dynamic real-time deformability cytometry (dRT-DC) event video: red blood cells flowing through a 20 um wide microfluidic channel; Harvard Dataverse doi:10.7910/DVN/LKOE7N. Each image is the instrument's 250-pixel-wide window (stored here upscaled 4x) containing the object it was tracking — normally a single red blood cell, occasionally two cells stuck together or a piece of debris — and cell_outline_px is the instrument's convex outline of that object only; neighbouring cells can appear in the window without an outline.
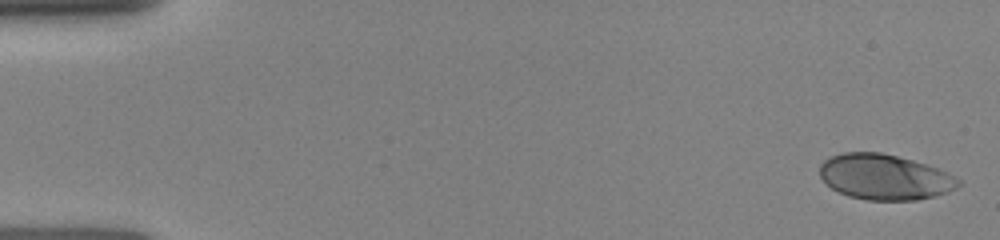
{"species": "human", "species_latin": "Homo sapiens", "temperature_condition": "room temperature", "stored_images_in_passage": 52, "camera_frame_rate_fps": 3000, "um_per_image_px": 0.085, "donor": {"sex": "female"}, "frame": {"image": 1, "passage_image": 1, "time_ms": 0.0, "image_size_px": [1000, 240], "cell_outline_px": [[960, 184], [956, 188], [948, 192], [916, 200], [868, 200], [848, 196], [832, 188], [820, 176], [820, 164], [824, 160], [832, 156], [844, 152], [880, 152], [912, 160], [936, 168], [960, 180]], "centroid_in_image_um": [75.16, 15.05], "position_along_channel_um": 9.8, "area_um2": 36.24}}
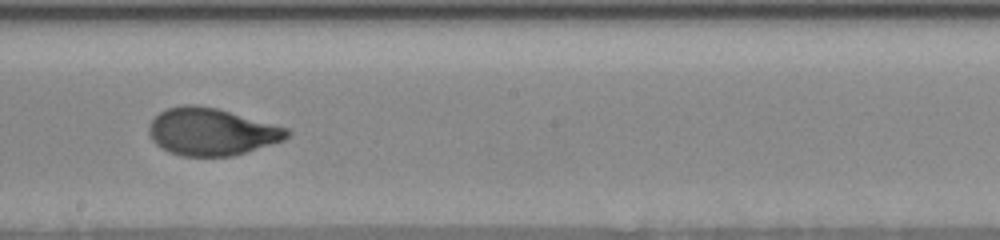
{"frame": {"image": 2, "passage_image": 29, "time_ms": 8.667, "image_size_px": [1000, 240], "cell_outline_px": [[292, 132], [284, 140], [232, 156], [180, 156], [168, 152], [160, 148], [152, 140], [148, 132], [148, 124], [160, 112], [168, 108], [180, 104], [196, 104], [216, 108], [288, 128]], "centroid_in_image_um": [17.94, 11.2], "position_along_channel_um": 230.3, "area_um2": 38.09}}
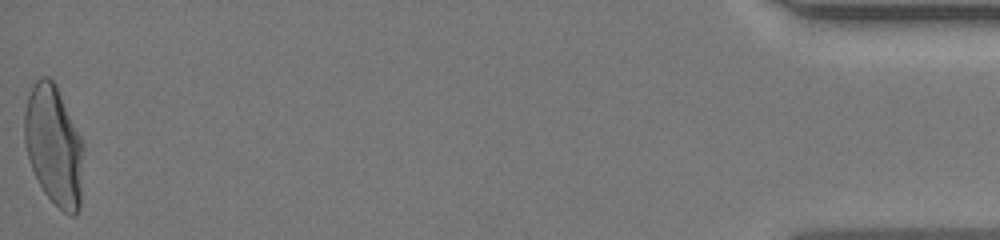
{"frame": {"image": 3, "passage_image": 52, "time_ms": 15.667, "image_size_px": [1000, 240], "cell_outline_px": [[84, 144], [80, 208], [76, 216], [72, 216], [64, 212], [44, 192], [32, 168], [28, 156], [24, 140], [24, 112], [28, 96], [36, 80], [40, 76], [48, 76], [56, 84]], "centroid_in_image_um": [4.59, 12.37], "position_along_channel_um": 430.6, "area_um2": 41.15}}